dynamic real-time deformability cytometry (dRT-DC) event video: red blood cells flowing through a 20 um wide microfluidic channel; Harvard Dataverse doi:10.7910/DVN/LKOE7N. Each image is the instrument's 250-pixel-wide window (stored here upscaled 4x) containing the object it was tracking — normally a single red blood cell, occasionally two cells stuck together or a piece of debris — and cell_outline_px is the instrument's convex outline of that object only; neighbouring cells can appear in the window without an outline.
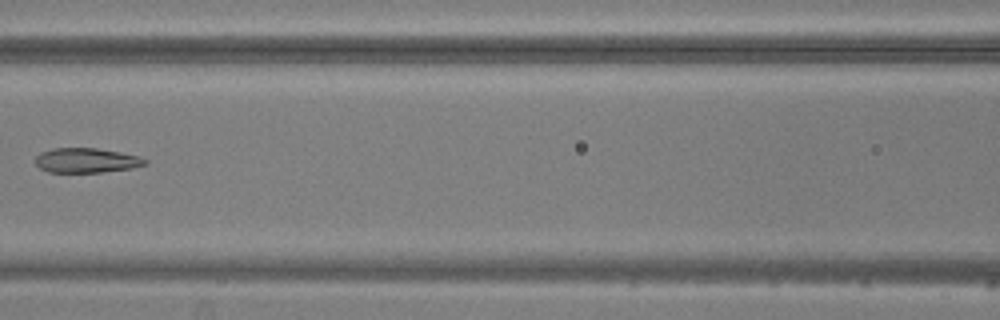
{"species": "common noctule bat (a hibernating species)", "species_latin": "Nyctalus noctula", "temperature_condition": "warm", "stored_images_in_passage": 5, "camera_frame_rate_fps": 3000, "um_per_image_px": 0.085, "animal": {"sex": "male", "body_mass_g": 20.5, "forearm_length_mm": 52.5}, "frame": {"image": 1, "passage_image": 4, "time_ms": 3.667, "image_size_px": [1000, 320], "cell_outline_px": [[148, 164], [132, 168], [100, 172], [48, 172], [40, 168], [32, 160], [40, 152], [52, 148], [96, 148], [120, 152], [140, 156], [148, 160]], "centroid_in_image_um": [7.33, 13.63], "position_along_channel_um": 159.3, "area_um2": 15.95}}
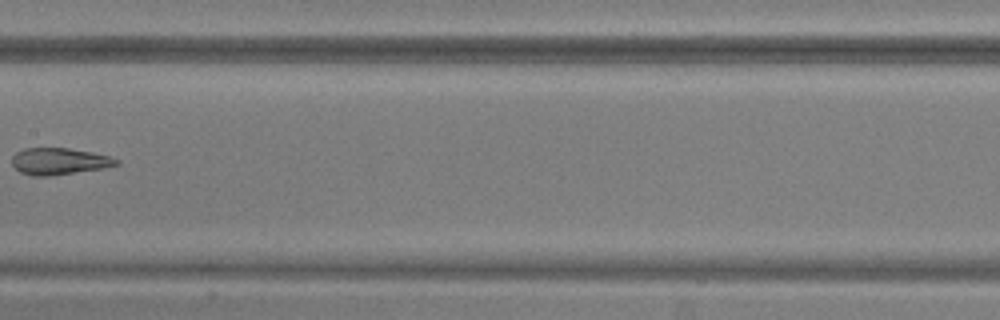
{"frame": {"image": 2, "passage_image": 5, "time_ms": 4.667, "image_size_px": [1000, 320], "cell_outline_px": [[120, 164], [104, 168], [48, 176], [32, 176], [20, 172], [12, 164], [12, 156], [16, 152], [24, 148], [68, 148], [92, 152], [108, 156], [120, 160]], "centroid_in_image_um": [5.02, 13.71], "position_along_channel_um": 202.4, "area_um2": 16.24}}